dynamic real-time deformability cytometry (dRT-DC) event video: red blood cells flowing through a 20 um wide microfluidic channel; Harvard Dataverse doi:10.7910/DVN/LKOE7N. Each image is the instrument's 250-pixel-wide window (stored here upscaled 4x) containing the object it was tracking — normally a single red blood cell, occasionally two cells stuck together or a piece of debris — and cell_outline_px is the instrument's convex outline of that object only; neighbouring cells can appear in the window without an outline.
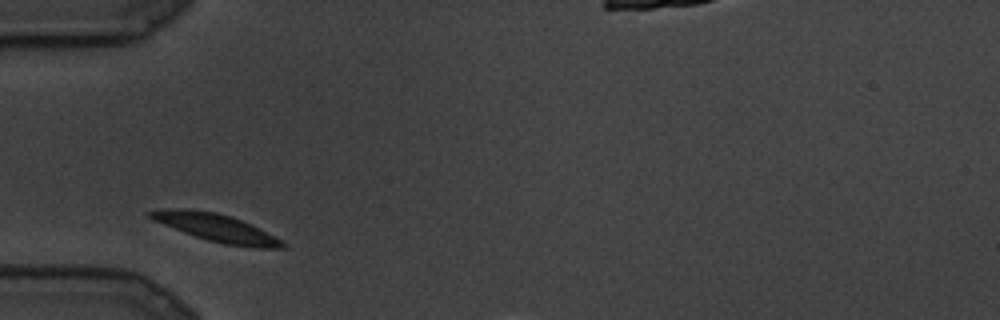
{"species": "common noctule bat (a hibernating species)", "species_latin": "Nyctalus noctula", "temperature_condition": "cold", "stored_images_in_passage": 3, "segment_of_instrument_passage": [1, 2], "camera_frame_rate_fps": 3000, "um_per_image_px": 0.085, "animal": {"sex": "male", "body_mass_g": 19.5, "forearm_length_mm": 54.6}, "frame": {"image": 1, "passage_image": 1, "time_ms": 0.0, "image_size_px": [1000, 320], "cell_outline_px": [[288, 244], [284, 248], [260, 248], [224, 244], [208, 240], [184, 232], [152, 220], [144, 212], [168, 208], [188, 208], [216, 212], [240, 220]], "centroid_in_image_um": [18.29, 19.34], "position_along_channel_um": 66.7, "area_um2": 20.87}}